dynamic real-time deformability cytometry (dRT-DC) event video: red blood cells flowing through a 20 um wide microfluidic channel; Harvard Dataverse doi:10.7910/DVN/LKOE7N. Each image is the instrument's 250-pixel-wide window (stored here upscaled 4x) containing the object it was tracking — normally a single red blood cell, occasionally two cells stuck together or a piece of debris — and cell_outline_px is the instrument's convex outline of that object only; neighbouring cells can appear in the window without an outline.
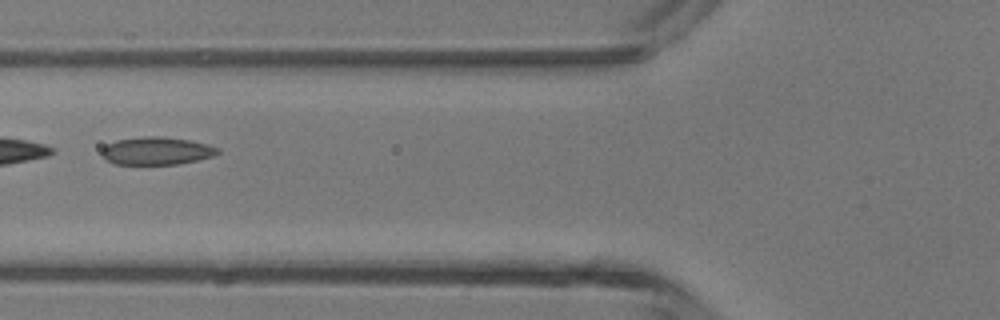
{"species": "common noctule bat (a hibernating species)", "species_latin": "Nyctalus noctula", "temperature_condition": "room temperature", "stored_images_in_passage": 4, "camera_frame_rate_fps": 3000, "um_per_image_px": 0.085, "animal": {"sex": "male", "body_mass_g": 13.3}, "frame": {"image": 1, "passage_image": 3, "time_ms": 3.333, "image_size_px": [1000, 320], "cell_outline_px": [[220, 152], [212, 156], [196, 160], [176, 164], [116, 164], [104, 160], [100, 152], [108, 144], [116, 140], [144, 136], [164, 136], [188, 140], [208, 144], [220, 148]], "centroid_in_image_um": [13.29, 12.82], "position_along_channel_um": 112.5, "area_um2": 18.79}}
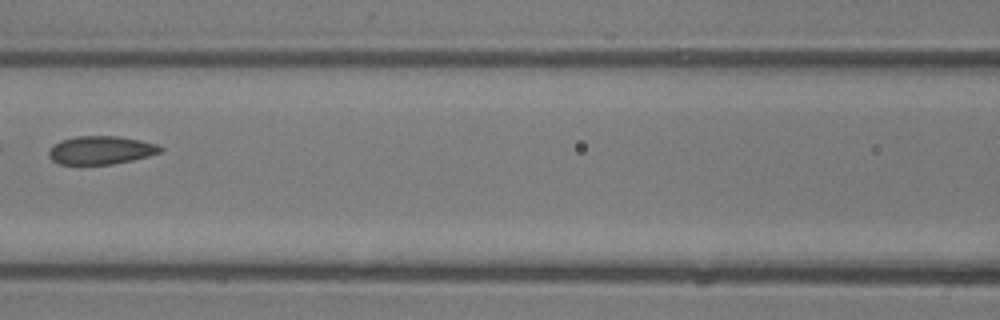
{"frame": {"image": 2, "passage_image": 4, "time_ms": 4.333, "image_size_px": [1000, 320], "cell_outline_px": [[164, 148], [160, 152], [148, 156], [132, 160], [112, 164], [60, 164], [52, 160], [48, 156], [48, 152], [60, 140], [76, 136], [120, 136], [140, 140], [156, 144]], "centroid_in_image_um": [8.58, 12.76], "position_along_channel_um": 158.0, "area_um2": 18.26}}